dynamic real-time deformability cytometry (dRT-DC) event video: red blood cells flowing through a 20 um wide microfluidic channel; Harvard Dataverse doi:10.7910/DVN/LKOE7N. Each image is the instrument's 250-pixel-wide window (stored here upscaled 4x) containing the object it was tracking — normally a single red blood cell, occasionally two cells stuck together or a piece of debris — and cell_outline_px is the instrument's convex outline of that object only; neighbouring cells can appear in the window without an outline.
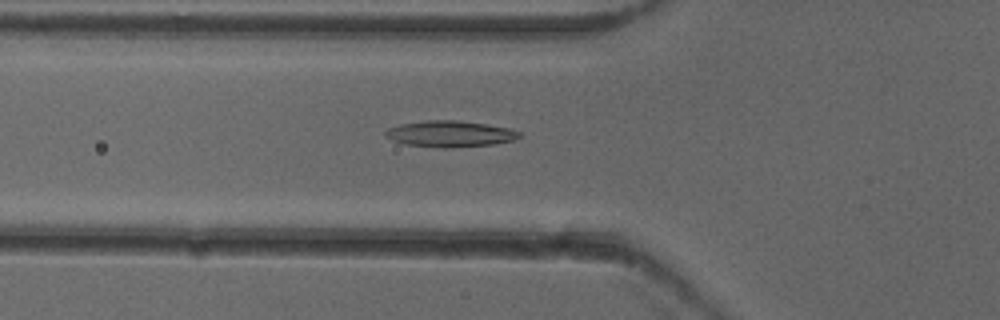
{"species": "common noctule bat (a hibernating species)", "species_latin": "Nyctalus noctula", "temperature_condition": "cold", "stored_images_in_passage": 53, "camera_frame_rate_fps": 3000, "um_per_image_px": 0.085, "animal": {"sex": "female"}, "frame": {"image": 1, "passage_image": 19, "time_ms": 6.0, "image_size_px": [1000, 320], "cell_outline_px": [[524, 136], [512, 140], [492, 144], [404, 144], [392, 140], [384, 136], [384, 132], [388, 128], [400, 124], [428, 120], [456, 120], [488, 124], [508, 128], [520, 132]], "centroid_in_image_um": [38.25, 11.3], "position_along_channel_um": 87.5, "area_um2": 19.13}}
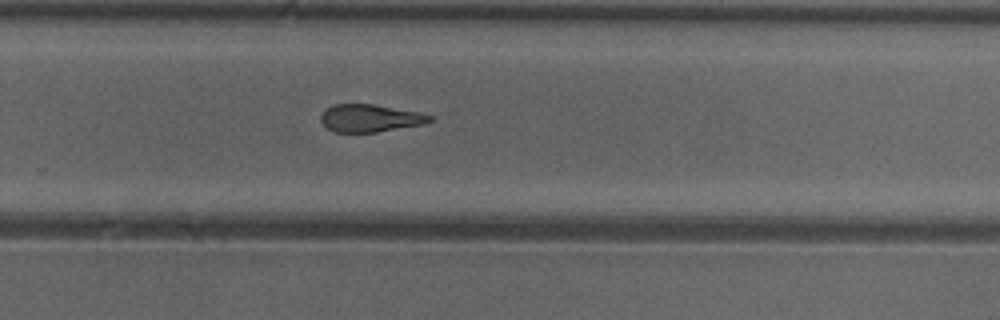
{"frame": {"image": 2, "passage_image": 35, "time_ms": 11.333, "image_size_px": [1000, 320], "cell_outline_px": [[432, 120], [424, 124], [376, 132], [336, 132], [328, 128], [320, 120], [320, 112], [332, 104], [376, 104], [420, 112], [432, 116]], "centroid_in_image_um": [31.44, 10.03], "position_along_channel_um": 298.4, "area_um2": 17.63}}
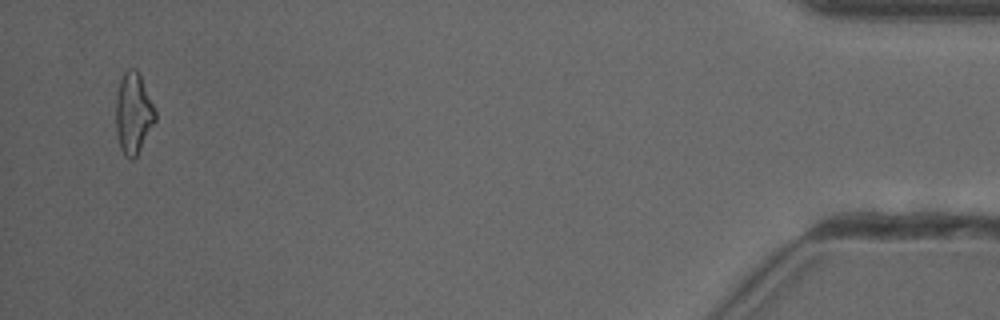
{"frame": {"image": 3, "passage_image": 51, "time_ms": 16.667, "image_size_px": [1000, 320], "cell_outline_px": [[156, 120], [136, 156], [132, 160], [124, 156], [120, 148], [116, 132], [116, 96], [120, 80], [124, 72], [128, 68], [136, 68], [140, 76], [156, 112]], "centroid_in_image_um": [11.32, 9.64], "position_along_channel_um": 423.9, "area_um2": 18.44}, "authors_computed_cell_mechanics": {"area_um2": 18.9584, "velocity_mm_per_s": 3.9435, "shape_relaxation_time_tau1_ms": 9.236, "shape_relaxation_time_tau2_ms": 4.9813, "deformation_change_tau1": 0.2323, "deformation_change_tau2": 0.1582}}